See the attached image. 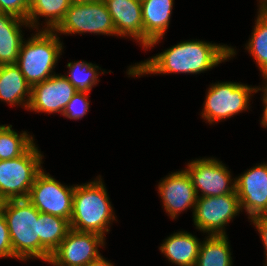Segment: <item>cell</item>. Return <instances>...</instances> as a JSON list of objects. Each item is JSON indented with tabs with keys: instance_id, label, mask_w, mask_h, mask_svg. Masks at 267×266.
<instances>
[{
	"instance_id": "6da1fadb",
	"label": "cell",
	"mask_w": 267,
	"mask_h": 266,
	"mask_svg": "<svg viewBox=\"0 0 267 266\" xmlns=\"http://www.w3.org/2000/svg\"><path fill=\"white\" fill-rule=\"evenodd\" d=\"M235 54L231 46L198 40L184 41L145 62L130 66L127 74L135 77L157 73L199 74L212 69Z\"/></svg>"
},
{
	"instance_id": "7a4b0ae2",
	"label": "cell",
	"mask_w": 267,
	"mask_h": 266,
	"mask_svg": "<svg viewBox=\"0 0 267 266\" xmlns=\"http://www.w3.org/2000/svg\"><path fill=\"white\" fill-rule=\"evenodd\" d=\"M98 180L76 185L73 195L71 229L105 236L109 224L116 220L109 197L102 182Z\"/></svg>"
},
{
	"instance_id": "3957f363",
	"label": "cell",
	"mask_w": 267,
	"mask_h": 266,
	"mask_svg": "<svg viewBox=\"0 0 267 266\" xmlns=\"http://www.w3.org/2000/svg\"><path fill=\"white\" fill-rule=\"evenodd\" d=\"M14 258L39 259V211L26 199L6 200L2 206Z\"/></svg>"
},
{
	"instance_id": "277c9868",
	"label": "cell",
	"mask_w": 267,
	"mask_h": 266,
	"mask_svg": "<svg viewBox=\"0 0 267 266\" xmlns=\"http://www.w3.org/2000/svg\"><path fill=\"white\" fill-rule=\"evenodd\" d=\"M38 31L29 40L23 41L16 62L31 87L55 74L52 72L63 49L54 30Z\"/></svg>"
},
{
	"instance_id": "5b68a950",
	"label": "cell",
	"mask_w": 267,
	"mask_h": 266,
	"mask_svg": "<svg viewBox=\"0 0 267 266\" xmlns=\"http://www.w3.org/2000/svg\"><path fill=\"white\" fill-rule=\"evenodd\" d=\"M42 157L33 143L21 156L0 160V197L4 201L28 198L36 176L43 170Z\"/></svg>"
},
{
	"instance_id": "8992f818",
	"label": "cell",
	"mask_w": 267,
	"mask_h": 266,
	"mask_svg": "<svg viewBox=\"0 0 267 266\" xmlns=\"http://www.w3.org/2000/svg\"><path fill=\"white\" fill-rule=\"evenodd\" d=\"M208 89L202 118L211 124L248 109L250 96L256 93L254 87L236 82H217Z\"/></svg>"
},
{
	"instance_id": "52a82bcc",
	"label": "cell",
	"mask_w": 267,
	"mask_h": 266,
	"mask_svg": "<svg viewBox=\"0 0 267 266\" xmlns=\"http://www.w3.org/2000/svg\"><path fill=\"white\" fill-rule=\"evenodd\" d=\"M56 33H96L116 35L111 15L103 0L89 3H71Z\"/></svg>"
},
{
	"instance_id": "ba28073f",
	"label": "cell",
	"mask_w": 267,
	"mask_h": 266,
	"mask_svg": "<svg viewBox=\"0 0 267 266\" xmlns=\"http://www.w3.org/2000/svg\"><path fill=\"white\" fill-rule=\"evenodd\" d=\"M237 192L222 196L201 197L198 195L193 210V221L197 229L208 235H226L225 226L240 212Z\"/></svg>"
},
{
	"instance_id": "9c48e42d",
	"label": "cell",
	"mask_w": 267,
	"mask_h": 266,
	"mask_svg": "<svg viewBox=\"0 0 267 266\" xmlns=\"http://www.w3.org/2000/svg\"><path fill=\"white\" fill-rule=\"evenodd\" d=\"M74 186H65L42 170L35 178L28 200L40 212L70 221Z\"/></svg>"
},
{
	"instance_id": "30bf717a",
	"label": "cell",
	"mask_w": 267,
	"mask_h": 266,
	"mask_svg": "<svg viewBox=\"0 0 267 266\" xmlns=\"http://www.w3.org/2000/svg\"><path fill=\"white\" fill-rule=\"evenodd\" d=\"M104 240L96 233L70 229L47 262L54 266H87L101 255L98 248L105 245Z\"/></svg>"
},
{
	"instance_id": "8fae6325",
	"label": "cell",
	"mask_w": 267,
	"mask_h": 266,
	"mask_svg": "<svg viewBox=\"0 0 267 266\" xmlns=\"http://www.w3.org/2000/svg\"><path fill=\"white\" fill-rule=\"evenodd\" d=\"M185 170L191 177L197 196L199 190L201 197L222 196L236 191V179L233 182L227 167L214 158L193 160Z\"/></svg>"
},
{
	"instance_id": "7c38bea8",
	"label": "cell",
	"mask_w": 267,
	"mask_h": 266,
	"mask_svg": "<svg viewBox=\"0 0 267 266\" xmlns=\"http://www.w3.org/2000/svg\"><path fill=\"white\" fill-rule=\"evenodd\" d=\"M236 179L240 208L249 219L267 216V163L250 168Z\"/></svg>"
},
{
	"instance_id": "4fadbf2b",
	"label": "cell",
	"mask_w": 267,
	"mask_h": 266,
	"mask_svg": "<svg viewBox=\"0 0 267 266\" xmlns=\"http://www.w3.org/2000/svg\"><path fill=\"white\" fill-rule=\"evenodd\" d=\"M77 93L76 88L64 75H53L45 81L31 87V99L28 110L45 113H60Z\"/></svg>"
},
{
	"instance_id": "5bb4252c",
	"label": "cell",
	"mask_w": 267,
	"mask_h": 266,
	"mask_svg": "<svg viewBox=\"0 0 267 266\" xmlns=\"http://www.w3.org/2000/svg\"><path fill=\"white\" fill-rule=\"evenodd\" d=\"M160 181L158 193L166 212L172 219L188 208H195L198 196L186 170L169 174Z\"/></svg>"
},
{
	"instance_id": "9a60e30c",
	"label": "cell",
	"mask_w": 267,
	"mask_h": 266,
	"mask_svg": "<svg viewBox=\"0 0 267 266\" xmlns=\"http://www.w3.org/2000/svg\"><path fill=\"white\" fill-rule=\"evenodd\" d=\"M111 15L117 36L131 37L143 47L141 0H103Z\"/></svg>"
},
{
	"instance_id": "2e32d148",
	"label": "cell",
	"mask_w": 267,
	"mask_h": 266,
	"mask_svg": "<svg viewBox=\"0 0 267 266\" xmlns=\"http://www.w3.org/2000/svg\"><path fill=\"white\" fill-rule=\"evenodd\" d=\"M174 0H141L143 20V48H152L170 23Z\"/></svg>"
},
{
	"instance_id": "e0dca14e",
	"label": "cell",
	"mask_w": 267,
	"mask_h": 266,
	"mask_svg": "<svg viewBox=\"0 0 267 266\" xmlns=\"http://www.w3.org/2000/svg\"><path fill=\"white\" fill-rule=\"evenodd\" d=\"M22 25L29 27L27 20L0 12V65L16 64L24 40Z\"/></svg>"
},
{
	"instance_id": "ac0fdd59",
	"label": "cell",
	"mask_w": 267,
	"mask_h": 266,
	"mask_svg": "<svg viewBox=\"0 0 267 266\" xmlns=\"http://www.w3.org/2000/svg\"><path fill=\"white\" fill-rule=\"evenodd\" d=\"M30 99L31 86L19 67L16 64L0 65V100L27 109Z\"/></svg>"
},
{
	"instance_id": "d6986e66",
	"label": "cell",
	"mask_w": 267,
	"mask_h": 266,
	"mask_svg": "<svg viewBox=\"0 0 267 266\" xmlns=\"http://www.w3.org/2000/svg\"><path fill=\"white\" fill-rule=\"evenodd\" d=\"M39 259L48 261L71 229L70 221L39 212Z\"/></svg>"
},
{
	"instance_id": "ffe728a7",
	"label": "cell",
	"mask_w": 267,
	"mask_h": 266,
	"mask_svg": "<svg viewBox=\"0 0 267 266\" xmlns=\"http://www.w3.org/2000/svg\"><path fill=\"white\" fill-rule=\"evenodd\" d=\"M201 243L196 236L181 231L164 240L159 249L178 266H195Z\"/></svg>"
},
{
	"instance_id": "44dd1931",
	"label": "cell",
	"mask_w": 267,
	"mask_h": 266,
	"mask_svg": "<svg viewBox=\"0 0 267 266\" xmlns=\"http://www.w3.org/2000/svg\"><path fill=\"white\" fill-rule=\"evenodd\" d=\"M71 0H30L27 22L29 27L37 28L38 16L46 17L44 30H55L64 19ZM48 17V18H47ZM38 22V24H36ZM36 26V27H35Z\"/></svg>"
},
{
	"instance_id": "7402d4cb",
	"label": "cell",
	"mask_w": 267,
	"mask_h": 266,
	"mask_svg": "<svg viewBox=\"0 0 267 266\" xmlns=\"http://www.w3.org/2000/svg\"><path fill=\"white\" fill-rule=\"evenodd\" d=\"M232 257L227 235H209L200 245L195 266H231Z\"/></svg>"
},
{
	"instance_id": "603a6c76",
	"label": "cell",
	"mask_w": 267,
	"mask_h": 266,
	"mask_svg": "<svg viewBox=\"0 0 267 266\" xmlns=\"http://www.w3.org/2000/svg\"><path fill=\"white\" fill-rule=\"evenodd\" d=\"M246 49L256 60L260 71L267 73V13L258 10L255 27Z\"/></svg>"
},
{
	"instance_id": "cb8c5ba5",
	"label": "cell",
	"mask_w": 267,
	"mask_h": 266,
	"mask_svg": "<svg viewBox=\"0 0 267 266\" xmlns=\"http://www.w3.org/2000/svg\"><path fill=\"white\" fill-rule=\"evenodd\" d=\"M12 125L0 126V160H10L21 156L34 142V138L24 131L20 135Z\"/></svg>"
},
{
	"instance_id": "d4e9b609",
	"label": "cell",
	"mask_w": 267,
	"mask_h": 266,
	"mask_svg": "<svg viewBox=\"0 0 267 266\" xmlns=\"http://www.w3.org/2000/svg\"><path fill=\"white\" fill-rule=\"evenodd\" d=\"M67 67L70 69L68 76L65 77L76 88L77 92L89 93L94 85L99 82V66L86 61L69 62ZM97 68V69H96Z\"/></svg>"
},
{
	"instance_id": "484cf974",
	"label": "cell",
	"mask_w": 267,
	"mask_h": 266,
	"mask_svg": "<svg viewBox=\"0 0 267 266\" xmlns=\"http://www.w3.org/2000/svg\"><path fill=\"white\" fill-rule=\"evenodd\" d=\"M88 94L85 92H77L66 105L63 116L78 120L81 119L89 110Z\"/></svg>"
},
{
	"instance_id": "4316f807",
	"label": "cell",
	"mask_w": 267,
	"mask_h": 266,
	"mask_svg": "<svg viewBox=\"0 0 267 266\" xmlns=\"http://www.w3.org/2000/svg\"><path fill=\"white\" fill-rule=\"evenodd\" d=\"M30 0H0V12L9 13L24 20L28 18Z\"/></svg>"
},
{
	"instance_id": "83f0119b",
	"label": "cell",
	"mask_w": 267,
	"mask_h": 266,
	"mask_svg": "<svg viewBox=\"0 0 267 266\" xmlns=\"http://www.w3.org/2000/svg\"><path fill=\"white\" fill-rule=\"evenodd\" d=\"M14 258L9 229L3 212H0V258Z\"/></svg>"
},
{
	"instance_id": "f1b7e54d",
	"label": "cell",
	"mask_w": 267,
	"mask_h": 266,
	"mask_svg": "<svg viewBox=\"0 0 267 266\" xmlns=\"http://www.w3.org/2000/svg\"><path fill=\"white\" fill-rule=\"evenodd\" d=\"M251 222L255 225L258 232L260 233V238L262 239L265 254H266V261H267V216H259L251 219Z\"/></svg>"
},
{
	"instance_id": "f546056e",
	"label": "cell",
	"mask_w": 267,
	"mask_h": 266,
	"mask_svg": "<svg viewBox=\"0 0 267 266\" xmlns=\"http://www.w3.org/2000/svg\"><path fill=\"white\" fill-rule=\"evenodd\" d=\"M87 266H114V265L111 264L110 261L108 262L107 260H105V258H103L100 255L97 259L93 260Z\"/></svg>"
},
{
	"instance_id": "4dcf8cb0",
	"label": "cell",
	"mask_w": 267,
	"mask_h": 266,
	"mask_svg": "<svg viewBox=\"0 0 267 266\" xmlns=\"http://www.w3.org/2000/svg\"><path fill=\"white\" fill-rule=\"evenodd\" d=\"M263 76H264V79H266L265 81H267V73H263ZM262 88L255 87V90H256V92L259 90H262L264 92V94H263L264 97L262 99H263V103L265 104V106H267V82H266L265 86Z\"/></svg>"
},
{
	"instance_id": "1f68e13d",
	"label": "cell",
	"mask_w": 267,
	"mask_h": 266,
	"mask_svg": "<svg viewBox=\"0 0 267 266\" xmlns=\"http://www.w3.org/2000/svg\"><path fill=\"white\" fill-rule=\"evenodd\" d=\"M263 118L261 120V124L266 128L267 127V106H264L263 110Z\"/></svg>"
},
{
	"instance_id": "d6a6232c",
	"label": "cell",
	"mask_w": 267,
	"mask_h": 266,
	"mask_svg": "<svg viewBox=\"0 0 267 266\" xmlns=\"http://www.w3.org/2000/svg\"><path fill=\"white\" fill-rule=\"evenodd\" d=\"M259 10H264L267 7V0H260L259 1Z\"/></svg>"
},
{
	"instance_id": "836d02e7",
	"label": "cell",
	"mask_w": 267,
	"mask_h": 266,
	"mask_svg": "<svg viewBox=\"0 0 267 266\" xmlns=\"http://www.w3.org/2000/svg\"><path fill=\"white\" fill-rule=\"evenodd\" d=\"M73 3H89V2H95L99 0H71Z\"/></svg>"
},
{
	"instance_id": "e575fe53",
	"label": "cell",
	"mask_w": 267,
	"mask_h": 266,
	"mask_svg": "<svg viewBox=\"0 0 267 266\" xmlns=\"http://www.w3.org/2000/svg\"><path fill=\"white\" fill-rule=\"evenodd\" d=\"M4 200L0 197V212L2 211Z\"/></svg>"
}]
</instances>
